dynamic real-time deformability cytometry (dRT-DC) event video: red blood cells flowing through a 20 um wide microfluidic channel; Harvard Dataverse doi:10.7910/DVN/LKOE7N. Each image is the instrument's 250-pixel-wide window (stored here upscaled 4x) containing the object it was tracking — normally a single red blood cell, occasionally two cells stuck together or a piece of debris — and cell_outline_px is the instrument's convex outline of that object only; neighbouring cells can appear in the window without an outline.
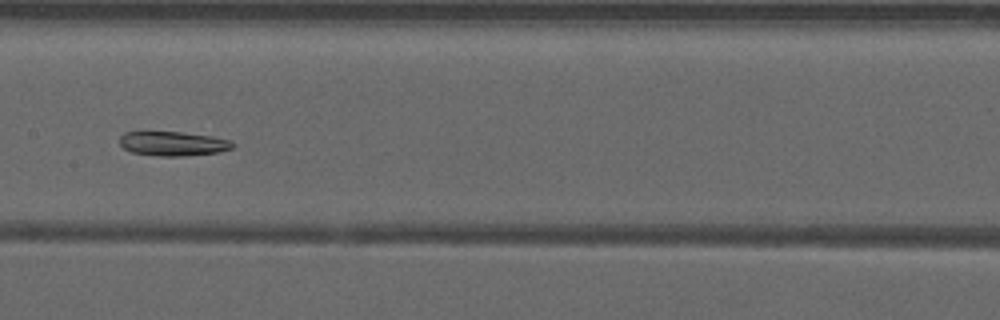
{"species": "common noctule bat (a hibernating species)", "species_latin": "Nyctalus noctula", "temperature_condition": "warm", "stored_images_in_passage": 36, "camera_frame_rate_fps": 3000, "um_per_image_px": 0.085, "animal": {"sex": "male", "forearm_length_mm": 52.5}, "frame": {"image": 1, "passage_image": 11, "time_ms": 3.333, "image_size_px": [1000, 320], "cell_outline_px": [[236, 144], [232, 148], [220, 152], [184, 156], [160, 156], [132, 152], [124, 148], [120, 144], [120, 136], [124, 132], [180, 132], [212, 136], [232, 140]], "centroid_in_image_um": [14.75, 12.21], "position_along_channel_um": 192.6, "area_um2": 16.07}}
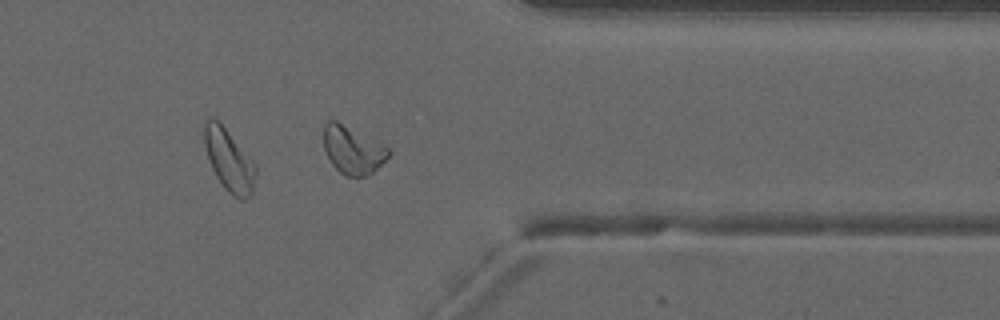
{"frame": {"image": 2, "passage_image": 26, "time_ms": 8.333, "image_size_px": [1000, 320], "cell_outline_px": [[392, 152], [368, 176], [344, 176], [332, 164], [324, 148], [324, 124], [328, 120], [336, 120], [388, 148]], "centroid_in_image_um": [29.95, 12.76], "position_along_channel_um": 381.5, "area_um2": 17.57}, "authors_computed_cell_mechanics": {"area_um2": 17.3978, "velocity_mm_per_s": 3.9114, "shape_relaxation_time_tau1_ms": null, "shape_relaxation_time_tau2_ms": 3.798, "deformation_change_tau1": null, "deformation_change_tau2": 0.0985}}